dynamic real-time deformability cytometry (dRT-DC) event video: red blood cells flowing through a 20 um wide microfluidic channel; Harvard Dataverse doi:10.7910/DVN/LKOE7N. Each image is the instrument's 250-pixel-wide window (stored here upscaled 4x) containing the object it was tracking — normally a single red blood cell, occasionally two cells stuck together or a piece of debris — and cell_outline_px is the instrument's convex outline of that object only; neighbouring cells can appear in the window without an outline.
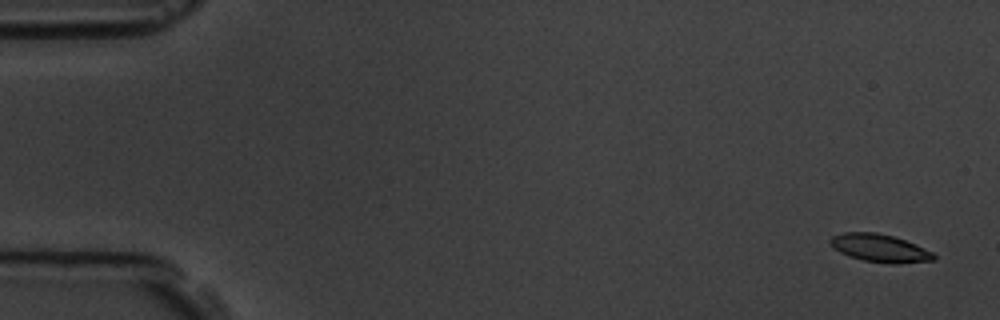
{"species": "common noctule bat (a hibernating species)", "species_latin": "Nyctalus noctula", "temperature_condition": "room temperature", "stored_images_in_passage": 6, "camera_frame_rate_fps": 3000, "um_per_image_px": 0.085, "animal": {"sex": "male", "body_mass_g": 19.5, "forearm_length_mm": 54.6}, "frame": {"image": 1, "passage_image": 1, "time_ms": 0.0, "image_size_px": [1000, 320], "cell_outline_px": [[936, 260], [900, 264], [892, 264], [864, 260], [848, 256], [832, 248], [828, 240], [832, 236], [844, 232], [876, 232], [892, 236], [916, 244], [932, 252], [936, 256]], "centroid_in_image_um": [74.77, 21.09], "position_along_channel_um": 10.2, "area_um2": 16.94}}
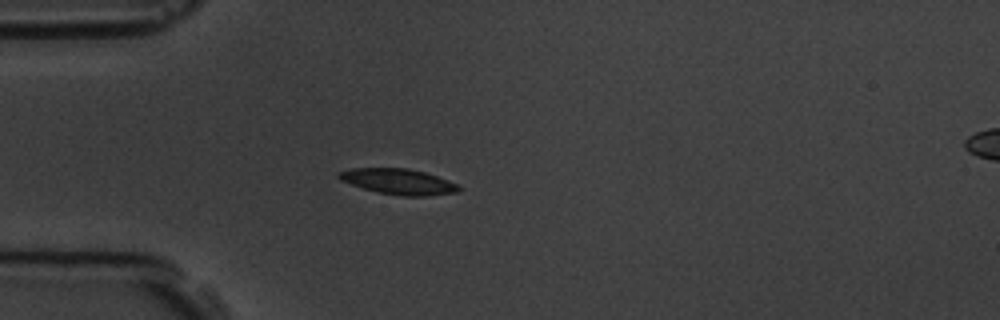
{"frame": {"image": 2, "passage_image": 5, "time_ms": 4.667, "image_size_px": [1000, 320], "cell_outline_px": [[460, 192], [428, 196], [404, 196], [380, 192], [364, 188], [340, 180], [336, 176], [340, 172], [352, 168], [408, 168], [424, 172], [436, 176], [456, 184], [460, 188]], "centroid_in_image_um": [33.88, 15.43], "position_along_channel_um": 51.1, "area_um2": 17.63}}